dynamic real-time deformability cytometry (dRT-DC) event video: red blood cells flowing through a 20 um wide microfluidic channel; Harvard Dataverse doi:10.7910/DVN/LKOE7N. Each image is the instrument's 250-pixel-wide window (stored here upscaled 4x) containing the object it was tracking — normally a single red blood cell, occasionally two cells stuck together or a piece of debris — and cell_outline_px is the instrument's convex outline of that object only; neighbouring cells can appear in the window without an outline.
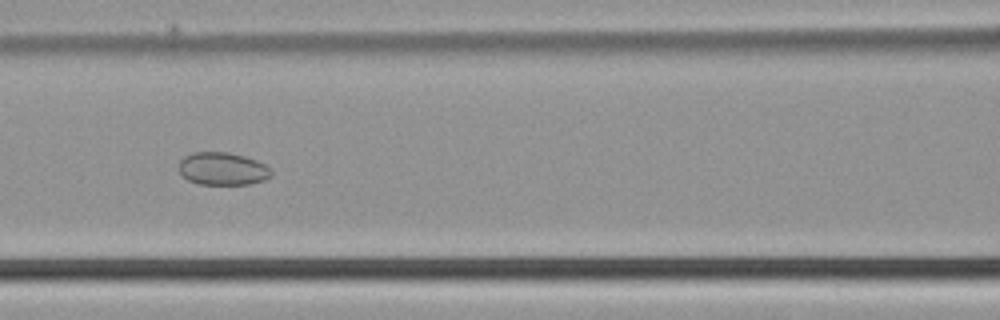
{"species": "common noctule bat (a hibernating species)", "species_latin": "Nyctalus noctula", "temperature_condition": "cold", "stored_images_in_passage": 51, "camera_frame_rate_fps": 3000, "um_per_image_px": 0.085, "animal": {"sex": "male", "body_mass_g": 21.5, "forearm_length_mm": 52.0}, "frame": {"image": 1, "passage_image": 22, "time_ms": 7.0, "image_size_px": [1000, 320], "cell_outline_px": [[272, 176], [264, 180], [248, 184], [200, 184], [188, 180], [180, 172], [180, 160], [184, 156], [192, 152], [228, 152], [244, 156], [256, 160], [264, 164], [272, 172]], "centroid_in_image_um": [18.92, 14.34], "position_along_channel_um": 147.7, "area_um2": 17.51}}
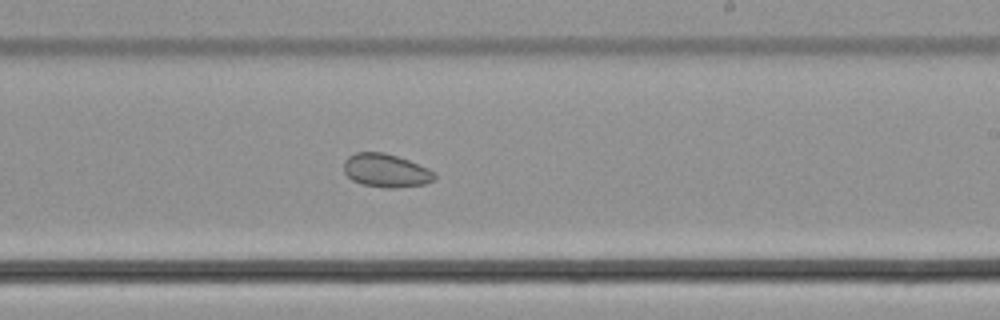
{"frame": {"image": 2, "passage_image": 30, "time_ms": 9.667, "image_size_px": [1000, 320], "cell_outline_px": [[436, 176], [432, 180], [424, 184], [396, 188], [384, 188], [364, 184], [352, 180], [344, 172], [344, 160], [348, 156], [356, 152], [384, 152], [408, 160], [428, 168], [436, 172]], "centroid_in_image_um": [32.8, 14.49], "position_along_channel_um": 256.2, "area_um2": 17.63}}
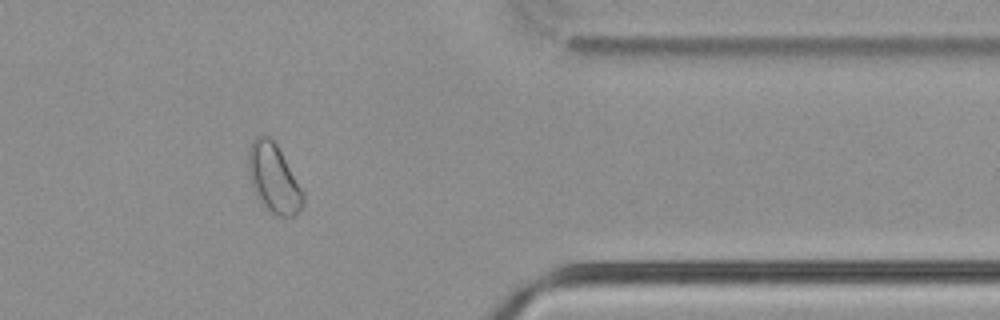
{"frame": {"image": 3, "passage_image": 41, "time_ms": 13.333, "image_size_px": [1000, 320], "cell_outline_px": [[304, 204], [292, 216], [276, 216], [264, 208], [260, 204], [252, 188], [248, 172], [248, 152], [252, 140], [256, 136], [268, 136], [276, 144], [304, 192]], "centroid_in_image_um": [23.23, 15.19], "position_along_channel_um": 388.2, "area_um2": 21.96}}